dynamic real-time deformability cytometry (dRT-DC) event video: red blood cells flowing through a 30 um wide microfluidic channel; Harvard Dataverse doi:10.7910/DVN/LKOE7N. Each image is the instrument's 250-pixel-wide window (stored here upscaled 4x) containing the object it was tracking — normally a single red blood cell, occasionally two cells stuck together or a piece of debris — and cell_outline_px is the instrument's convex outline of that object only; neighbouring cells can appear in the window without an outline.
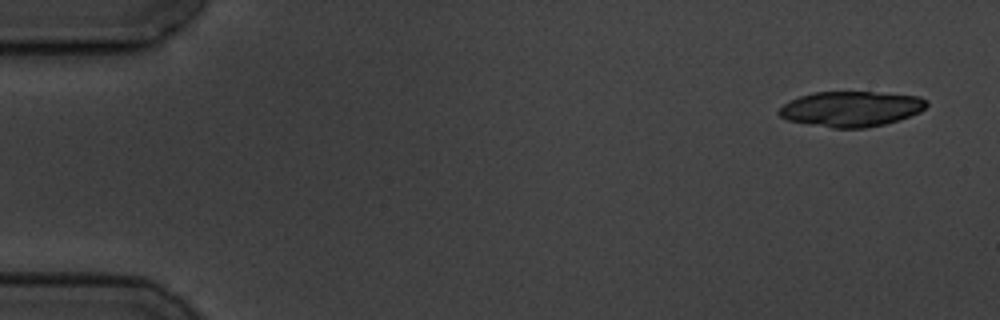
{"species": "common noctule bat (a hibernating species)", "species_latin": "Nyctalus noctula", "temperature_condition": "cold", "stored_images_in_passage": 5, "segment_of_instrument_passage": [2, 2], "camera_frame_rate_fps": 3000, "um_per_image_px": 0.085, "animal": {"sex": "male", "body_mass_g": 19.5, "forearm_length_mm": 54.6}, "frame": {"image": 1, "passage_image": 5, "time_ms": 5.333, "image_size_px": [1000, 320], "cell_outline_px": [[928, 104], [920, 112], [884, 124], [864, 128], [832, 128], [788, 120], [780, 116], [776, 112], [788, 100], [812, 92], [872, 92], [920, 96], [928, 100]], "centroid_in_image_um": [72.32, 9.25], "position_along_channel_um": 12.7, "area_um2": 30.29}}